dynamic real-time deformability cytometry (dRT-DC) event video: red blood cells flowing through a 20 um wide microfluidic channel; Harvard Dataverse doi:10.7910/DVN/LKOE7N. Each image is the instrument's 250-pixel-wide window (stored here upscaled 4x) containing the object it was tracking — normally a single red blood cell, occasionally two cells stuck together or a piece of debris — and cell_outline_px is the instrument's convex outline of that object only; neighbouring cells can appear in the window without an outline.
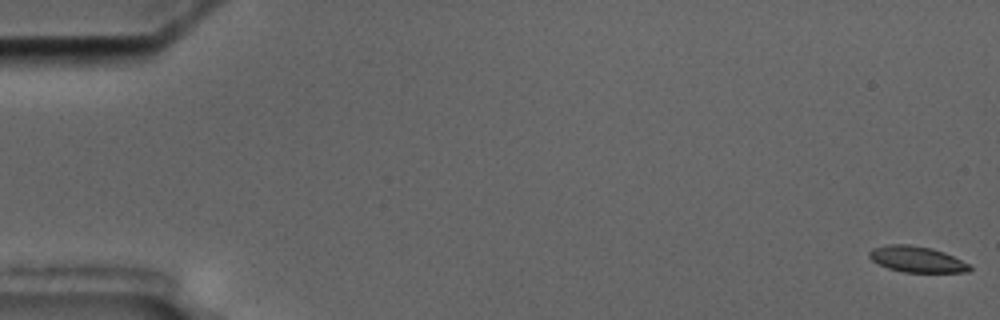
{"species": "common noctule bat (a hibernating species)", "species_latin": "Nyctalus noctula", "temperature_condition": "cold", "stored_images_in_passage": 5, "camera_frame_rate_fps": 3000, "um_per_image_px": 0.085, "animal": {"sex": "male", "body_mass_g": 17.5, "forearm_length_mm": 52.3}, "frame": {"image": 1, "passage_image": 1, "time_ms": 0.0, "image_size_px": [1000, 320], "cell_outline_px": [[972, 268], [968, 272], [904, 272], [888, 268], [872, 260], [868, 256], [868, 252], [872, 248], [888, 244], [908, 244], [932, 248], [944, 252], [968, 264]], "centroid_in_image_um": [77.89, 22.03], "position_along_channel_um": 7.1, "area_um2": 15.09}}
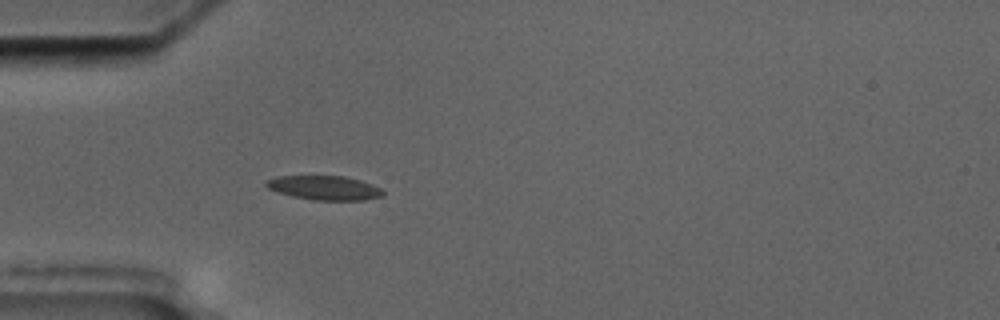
{"frame": {"image": 2, "passage_image": 5, "time_ms": 5.667, "image_size_px": [1000, 320], "cell_outline_px": [[384, 196], [364, 200], [312, 200], [292, 196], [268, 188], [264, 184], [264, 180], [276, 176], [344, 176], [360, 180], [372, 184], [380, 188], [384, 192]], "centroid_in_image_um": [27.57, 15.96], "position_along_channel_um": 57.4, "area_um2": 16.53}}